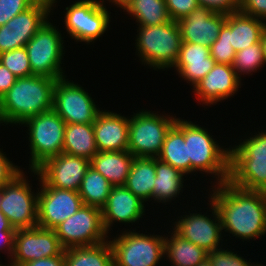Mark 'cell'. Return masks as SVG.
I'll return each mask as SVG.
<instances>
[{
  "instance_id": "6da1fadb",
  "label": "cell",
  "mask_w": 266,
  "mask_h": 266,
  "mask_svg": "<svg viewBox=\"0 0 266 266\" xmlns=\"http://www.w3.org/2000/svg\"><path fill=\"white\" fill-rule=\"evenodd\" d=\"M216 185L208 199L218 210L222 230L243 242L265 236L266 192L246 190L229 181Z\"/></svg>"
},
{
  "instance_id": "7a4b0ae2",
  "label": "cell",
  "mask_w": 266,
  "mask_h": 266,
  "mask_svg": "<svg viewBox=\"0 0 266 266\" xmlns=\"http://www.w3.org/2000/svg\"><path fill=\"white\" fill-rule=\"evenodd\" d=\"M56 79L31 75L17 78L0 99V123L22 124L53 108Z\"/></svg>"
},
{
  "instance_id": "3957f363",
  "label": "cell",
  "mask_w": 266,
  "mask_h": 266,
  "mask_svg": "<svg viewBox=\"0 0 266 266\" xmlns=\"http://www.w3.org/2000/svg\"><path fill=\"white\" fill-rule=\"evenodd\" d=\"M183 134L187 145L188 158L191 160V173L211 174L216 184L229 180L230 147L223 148L208 133L207 129L185 119L177 118L174 124Z\"/></svg>"
},
{
  "instance_id": "277c9868",
  "label": "cell",
  "mask_w": 266,
  "mask_h": 266,
  "mask_svg": "<svg viewBox=\"0 0 266 266\" xmlns=\"http://www.w3.org/2000/svg\"><path fill=\"white\" fill-rule=\"evenodd\" d=\"M248 138L230 147L228 181L246 190L266 192V130Z\"/></svg>"
},
{
  "instance_id": "5b68a950",
  "label": "cell",
  "mask_w": 266,
  "mask_h": 266,
  "mask_svg": "<svg viewBox=\"0 0 266 266\" xmlns=\"http://www.w3.org/2000/svg\"><path fill=\"white\" fill-rule=\"evenodd\" d=\"M138 26L135 48L142 64L153 70L173 67L182 44L178 23L171 20L162 25Z\"/></svg>"
},
{
  "instance_id": "8992f818",
  "label": "cell",
  "mask_w": 266,
  "mask_h": 266,
  "mask_svg": "<svg viewBox=\"0 0 266 266\" xmlns=\"http://www.w3.org/2000/svg\"><path fill=\"white\" fill-rule=\"evenodd\" d=\"M133 114L129 117L128 151L134 157L157 158L176 116L159 115L150 110Z\"/></svg>"
},
{
  "instance_id": "52a82bcc",
  "label": "cell",
  "mask_w": 266,
  "mask_h": 266,
  "mask_svg": "<svg viewBox=\"0 0 266 266\" xmlns=\"http://www.w3.org/2000/svg\"><path fill=\"white\" fill-rule=\"evenodd\" d=\"M21 125L29 131L30 170L62 153L66 123L53 109L30 117Z\"/></svg>"
},
{
  "instance_id": "ba28073f",
  "label": "cell",
  "mask_w": 266,
  "mask_h": 266,
  "mask_svg": "<svg viewBox=\"0 0 266 266\" xmlns=\"http://www.w3.org/2000/svg\"><path fill=\"white\" fill-rule=\"evenodd\" d=\"M47 20L44 25L27 42L25 48L32 70V75L53 79L66 77L61 67L64 40L58 28ZM63 69V70H62Z\"/></svg>"
},
{
  "instance_id": "9c48e42d",
  "label": "cell",
  "mask_w": 266,
  "mask_h": 266,
  "mask_svg": "<svg viewBox=\"0 0 266 266\" xmlns=\"http://www.w3.org/2000/svg\"><path fill=\"white\" fill-rule=\"evenodd\" d=\"M121 234L109 240L114 266H157L165 259L164 236L126 229Z\"/></svg>"
},
{
  "instance_id": "30bf717a",
  "label": "cell",
  "mask_w": 266,
  "mask_h": 266,
  "mask_svg": "<svg viewBox=\"0 0 266 266\" xmlns=\"http://www.w3.org/2000/svg\"><path fill=\"white\" fill-rule=\"evenodd\" d=\"M54 230L64 250L98 245L110 238L103 226L101 209L84 204Z\"/></svg>"
},
{
  "instance_id": "8fae6325",
  "label": "cell",
  "mask_w": 266,
  "mask_h": 266,
  "mask_svg": "<svg viewBox=\"0 0 266 266\" xmlns=\"http://www.w3.org/2000/svg\"><path fill=\"white\" fill-rule=\"evenodd\" d=\"M23 170L3 186L0 211L15 230L38 226V193L31 191Z\"/></svg>"
},
{
  "instance_id": "7c38bea8",
  "label": "cell",
  "mask_w": 266,
  "mask_h": 266,
  "mask_svg": "<svg viewBox=\"0 0 266 266\" xmlns=\"http://www.w3.org/2000/svg\"><path fill=\"white\" fill-rule=\"evenodd\" d=\"M104 0H78L66 7L64 24L67 34L76 41L90 44L107 31L110 13Z\"/></svg>"
},
{
  "instance_id": "4fadbf2b",
  "label": "cell",
  "mask_w": 266,
  "mask_h": 266,
  "mask_svg": "<svg viewBox=\"0 0 266 266\" xmlns=\"http://www.w3.org/2000/svg\"><path fill=\"white\" fill-rule=\"evenodd\" d=\"M68 80L56 79L52 109L66 124L93 123L102 110L84 87Z\"/></svg>"
},
{
  "instance_id": "5bb4252c",
  "label": "cell",
  "mask_w": 266,
  "mask_h": 266,
  "mask_svg": "<svg viewBox=\"0 0 266 266\" xmlns=\"http://www.w3.org/2000/svg\"><path fill=\"white\" fill-rule=\"evenodd\" d=\"M52 0H37L31 7L0 26V54L25 47L49 19Z\"/></svg>"
},
{
  "instance_id": "9a60e30c",
  "label": "cell",
  "mask_w": 266,
  "mask_h": 266,
  "mask_svg": "<svg viewBox=\"0 0 266 266\" xmlns=\"http://www.w3.org/2000/svg\"><path fill=\"white\" fill-rule=\"evenodd\" d=\"M90 161L65 152L44 161L35 170H30L39 179L40 186L77 191L85 176Z\"/></svg>"
},
{
  "instance_id": "2e32d148",
  "label": "cell",
  "mask_w": 266,
  "mask_h": 266,
  "mask_svg": "<svg viewBox=\"0 0 266 266\" xmlns=\"http://www.w3.org/2000/svg\"><path fill=\"white\" fill-rule=\"evenodd\" d=\"M209 202L208 205H211L210 209H212L210 215H213V219L209 215L196 213L194 210L195 213L178 216L180 219L173 223L175 233L208 253L217 250L220 247V240H223L221 239L223 231L218 210L211 199Z\"/></svg>"
},
{
  "instance_id": "e0dca14e",
  "label": "cell",
  "mask_w": 266,
  "mask_h": 266,
  "mask_svg": "<svg viewBox=\"0 0 266 266\" xmlns=\"http://www.w3.org/2000/svg\"><path fill=\"white\" fill-rule=\"evenodd\" d=\"M63 250L55 230L40 226L18 229L10 264L23 266L33 260L57 256Z\"/></svg>"
},
{
  "instance_id": "ac0fdd59",
  "label": "cell",
  "mask_w": 266,
  "mask_h": 266,
  "mask_svg": "<svg viewBox=\"0 0 266 266\" xmlns=\"http://www.w3.org/2000/svg\"><path fill=\"white\" fill-rule=\"evenodd\" d=\"M38 193V226L54 230L83 205L77 191L41 186Z\"/></svg>"
},
{
  "instance_id": "d6986e66",
  "label": "cell",
  "mask_w": 266,
  "mask_h": 266,
  "mask_svg": "<svg viewBox=\"0 0 266 266\" xmlns=\"http://www.w3.org/2000/svg\"><path fill=\"white\" fill-rule=\"evenodd\" d=\"M182 42L198 43L210 47L226 23V13L199 6L179 20Z\"/></svg>"
},
{
  "instance_id": "ffe728a7",
  "label": "cell",
  "mask_w": 266,
  "mask_h": 266,
  "mask_svg": "<svg viewBox=\"0 0 266 266\" xmlns=\"http://www.w3.org/2000/svg\"><path fill=\"white\" fill-rule=\"evenodd\" d=\"M241 79L231 65L216 63L208 74L193 87L197 100L206 106L217 104L232 97L239 87Z\"/></svg>"
},
{
  "instance_id": "44dd1931",
  "label": "cell",
  "mask_w": 266,
  "mask_h": 266,
  "mask_svg": "<svg viewBox=\"0 0 266 266\" xmlns=\"http://www.w3.org/2000/svg\"><path fill=\"white\" fill-rule=\"evenodd\" d=\"M144 205V202L124 185L112 186L106 204L101 209L106 233L112 230L111 225L114 222L127 224L138 222L145 213Z\"/></svg>"
},
{
  "instance_id": "7402d4cb",
  "label": "cell",
  "mask_w": 266,
  "mask_h": 266,
  "mask_svg": "<svg viewBox=\"0 0 266 266\" xmlns=\"http://www.w3.org/2000/svg\"><path fill=\"white\" fill-rule=\"evenodd\" d=\"M93 129L98 152L128 150L129 117L102 110Z\"/></svg>"
},
{
  "instance_id": "603a6c76",
  "label": "cell",
  "mask_w": 266,
  "mask_h": 266,
  "mask_svg": "<svg viewBox=\"0 0 266 266\" xmlns=\"http://www.w3.org/2000/svg\"><path fill=\"white\" fill-rule=\"evenodd\" d=\"M228 42L238 52L261 41L266 29L264 20L246 15L239 10L226 14Z\"/></svg>"
},
{
  "instance_id": "cb8c5ba5",
  "label": "cell",
  "mask_w": 266,
  "mask_h": 266,
  "mask_svg": "<svg viewBox=\"0 0 266 266\" xmlns=\"http://www.w3.org/2000/svg\"><path fill=\"white\" fill-rule=\"evenodd\" d=\"M134 156L128 151L97 152L90 166L102 174L113 186L125 185Z\"/></svg>"
},
{
  "instance_id": "d4e9b609",
  "label": "cell",
  "mask_w": 266,
  "mask_h": 266,
  "mask_svg": "<svg viewBox=\"0 0 266 266\" xmlns=\"http://www.w3.org/2000/svg\"><path fill=\"white\" fill-rule=\"evenodd\" d=\"M155 178V158L134 157L124 186L145 203L148 200H153L152 191Z\"/></svg>"
},
{
  "instance_id": "484cf974",
  "label": "cell",
  "mask_w": 266,
  "mask_h": 266,
  "mask_svg": "<svg viewBox=\"0 0 266 266\" xmlns=\"http://www.w3.org/2000/svg\"><path fill=\"white\" fill-rule=\"evenodd\" d=\"M164 255L171 266H198L207 257L208 252L192 242L183 239L174 231L171 235H164Z\"/></svg>"
},
{
  "instance_id": "4316f807",
  "label": "cell",
  "mask_w": 266,
  "mask_h": 266,
  "mask_svg": "<svg viewBox=\"0 0 266 266\" xmlns=\"http://www.w3.org/2000/svg\"><path fill=\"white\" fill-rule=\"evenodd\" d=\"M156 178L152 191L154 201L165 203L178 197L183 190L185 174L155 158Z\"/></svg>"
},
{
  "instance_id": "83f0119b",
  "label": "cell",
  "mask_w": 266,
  "mask_h": 266,
  "mask_svg": "<svg viewBox=\"0 0 266 266\" xmlns=\"http://www.w3.org/2000/svg\"><path fill=\"white\" fill-rule=\"evenodd\" d=\"M62 152L90 161L98 152L93 123L66 124Z\"/></svg>"
},
{
  "instance_id": "f1b7e54d",
  "label": "cell",
  "mask_w": 266,
  "mask_h": 266,
  "mask_svg": "<svg viewBox=\"0 0 266 266\" xmlns=\"http://www.w3.org/2000/svg\"><path fill=\"white\" fill-rule=\"evenodd\" d=\"M65 266H114L110 241L64 250Z\"/></svg>"
},
{
  "instance_id": "f546056e",
  "label": "cell",
  "mask_w": 266,
  "mask_h": 266,
  "mask_svg": "<svg viewBox=\"0 0 266 266\" xmlns=\"http://www.w3.org/2000/svg\"><path fill=\"white\" fill-rule=\"evenodd\" d=\"M157 158L184 174L191 173V160L188 158L184 134L175 125L167 132L162 150Z\"/></svg>"
},
{
  "instance_id": "4dcf8cb0",
  "label": "cell",
  "mask_w": 266,
  "mask_h": 266,
  "mask_svg": "<svg viewBox=\"0 0 266 266\" xmlns=\"http://www.w3.org/2000/svg\"><path fill=\"white\" fill-rule=\"evenodd\" d=\"M124 11L141 26L162 25L171 21L165 0H132Z\"/></svg>"
},
{
  "instance_id": "1f68e13d",
  "label": "cell",
  "mask_w": 266,
  "mask_h": 266,
  "mask_svg": "<svg viewBox=\"0 0 266 266\" xmlns=\"http://www.w3.org/2000/svg\"><path fill=\"white\" fill-rule=\"evenodd\" d=\"M112 184L91 166L88 168L78 193L84 205L102 209L110 195Z\"/></svg>"
},
{
  "instance_id": "d6a6232c",
  "label": "cell",
  "mask_w": 266,
  "mask_h": 266,
  "mask_svg": "<svg viewBox=\"0 0 266 266\" xmlns=\"http://www.w3.org/2000/svg\"><path fill=\"white\" fill-rule=\"evenodd\" d=\"M264 64V53L260 41L236 52L232 67L241 79V75L253 73L261 69Z\"/></svg>"
},
{
  "instance_id": "836d02e7",
  "label": "cell",
  "mask_w": 266,
  "mask_h": 266,
  "mask_svg": "<svg viewBox=\"0 0 266 266\" xmlns=\"http://www.w3.org/2000/svg\"><path fill=\"white\" fill-rule=\"evenodd\" d=\"M216 62L209 55L204 60L197 61H176L172 68H175L179 77L189 82L192 87L203 79L215 66Z\"/></svg>"
},
{
  "instance_id": "e575fe53",
  "label": "cell",
  "mask_w": 266,
  "mask_h": 266,
  "mask_svg": "<svg viewBox=\"0 0 266 266\" xmlns=\"http://www.w3.org/2000/svg\"><path fill=\"white\" fill-rule=\"evenodd\" d=\"M0 62L17 78L32 75L28 52L25 47L1 53Z\"/></svg>"
},
{
  "instance_id": "d590c367",
  "label": "cell",
  "mask_w": 266,
  "mask_h": 266,
  "mask_svg": "<svg viewBox=\"0 0 266 266\" xmlns=\"http://www.w3.org/2000/svg\"><path fill=\"white\" fill-rule=\"evenodd\" d=\"M235 50L228 42V26L223 25L216 41L210 46V56L216 63L231 65L234 62Z\"/></svg>"
},
{
  "instance_id": "8d00e7d4",
  "label": "cell",
  "mask_w": 266,
  "mask_h": 266,
  "mask_svg": "<svg viewBox=\"0 0 266 266\" xmlns=\"http://www.w3.org/2000/svg\"><path fill=\"white\" fill-rule=\"evenodd\" d=\"M208 258L213 266H255L250 260L244 259L239 254L219 248L208 253ZM248 261V262H247Z\"/></svg>"
},
{
  "instance_id": "74e56055",
  "label": "cell",
  "mask_w": 266,
  "mask_h": 266,
  "mask_svg": "<svg viewBox=\"0 0 266 266\" xmlns=\"http://www.w3.org/2000/svg\"><path fill=\"white\" fill-rule=\"evenodd\" d=\"M37 0H0V26L31 7Z\"/></svg>"
},
{
  "instance_id": "f35d334b",
  "label": "cell",
  "mask_w": 266,
  "mask_h": 266,
  "mask_svg": "<svg viewBox=\"0 0 266 266\" xmlns=\"http://www.w3.org/2000/svg\"><path fill=\"white\" fill-rule=\"evenodd\" d=\"M171 20L178 22L200 6L198 0H165Z\"/></svg>"
},
{
  "instance_id": "ab89813d",
  "label": "cell",
  "mask_w": 266,
  "mask_h": 266,
  "mask_svg": "<svg viewBox=\"0 0 266 266\" xmlns=\"http://www.w3.org/2000/svg\"><path fill=\"white\" fill-rule=\"evenodd\" d=\"M16 231L7 220L6 216L0 212V251H8L10 260L14 254V243ZM10 254V255H9Z\"/></svg>"
},
{
  "instance_id": "60d3db41",
  "label": "cell",
  "mask_w": 266,
  "mask_h": 266,
  "mask_svg": "<svg viewBox=\"0 0 266 266\" xmlns=\"http://www.w3.org/2000/svg\"><path fill=\"white\" fill-rule=\"evenodd\" d=\"M210 55V47L198 43L182 42L177 61L204 60Z\"/></svg>"
},
{
  "instance_id": "b9f144b4",
  "label": "cell",
  "mask_w": 266,
  "mask_h": 266,
  "mask_svg": "<svg viewBox=\"0 0 266 266\" xmlns=\"http://www.w3.org/2000/svg\"><path fill=\"white\" fill-rule=\"evenodd\" d=\"M239 11L266 21V0H240Z\"/></svg>"
},
{
  "instance_id": "7bdbcfd3",
  "label": "cell",
  "mask_w": 266,
  "mask_h": 266,
  "mask_svg": "<svg viewBox=\"0 0 266 266\" xmlns=\"http://www.w3.org/2000/svg\"><path fill=\"white\" fill-rule=\"evenodd\" d=\"M0 149V187L10 182L22 170L17 165H13L12 161L6 157Z\"/></svg>"
},
{
  "instance_id": "ee69618b",
  "label": "cell",
  "mask_w": 266,
  "mask_h": 266,
  "mask_svg": "<svg viewBox=\"0 0 266 266\" xmlns=\"http://www.w3.org/2000/svg\"><path fill=\"white\" fill-rule=\"evenodd\" d=\"M198 2L200 6L226 14L238 11L240 6V0H198Z\"/></svg>"
},
{
  "instance_id": "f6af8a7d",
  "label": "cell",
  "mask_w": 266,
  "mask_h": 266,
  "mask_svg": "<svg viewBox=\"0 0 266 266\" xmlns=\"http://www.w3.org/2000/svg\"><path fill=\"white\" fill-rule=\"evenodd\" d=\"M17 77L0 62V99L14 85Z\"/></svg>"
},
{
  "instance_id": "bcb514c9",
  "label": "cell",
  "mask_w": 266,
  "mask_h": 266,
  "mask_svg": "<svg viewBox=\"0 0 266 266\" xmlns=\"http://www.w3.org/2000/svg\"><path fill=\"white\" fill-rule=\"evenodd\" d=\"M23 266H65L64 250L57 256L33 260Z\"/></svg>"
},
{
  "instance_id": "7dc6e473",
  "label": "cell",
  "mask_w": 266,
  "mask_h": 266,
  "mask_svg": "<svg viewBox=\"0 0 266 266\" xmlns=\"http://www.w3.org/2000/svg\"><path fill=\"white\" fill-rule=\"evenodd\" d=\"M107 1V0H106ZM110 3H114L115 6L122 8L123 10L132 0H108Z\"/></svg>"
},
{
  "instance_id": "c3c4849f",
  "label": "cell",
  "mask_w": 266,
  "mask_h": 266,
  "mask_svg": "<svg viewBox=\"0 0 266 266\" xmlns=\"http://www.w3.org/2000/svg\"><path fill=\"white\" fill-rule=\"evenodd\" d=\"M261 43H262V48H263V53H264V61L266 63V29L264 30L262 34Z\"/></svg>"
},
{
  "instance_id": "681fc988",
  "label": "cell",
  "mask_w": 266,
  "mask_h": 266,
  "mask_svg": "<svg viewBox=\"0 0 266 266\" xmlns=\"http://www.w3.org/2000/svg\"><path fill=\"white\" fill-rule=\"evenodd\" d=\"M198 266H213L210 259L207 257L202 263H200Z\"/></svg>"
},
{
  "instance_id": "f907efd6",
  "label": "cell",
  "mask_w": 266,
  "mask_h": 266,
  "mask_svg": "<svg viewBox=\"0 0 266 266\" xmlns=\"http://www.w3.org/2000/svg\"><path fill=\"white\" fill-rule=\"evenodd\" d=\"M2 196H3V187H0V204H1Z\"/></svg>"
},
{
  "instance_id": "816d5d0a",
  "label": "cell",
  "mask_w": 266,
  "mask_h": 266,
  "mask_svg": "<svg viewBox=\"0 0 266 266\" xmlns=\"http://www.w3.org/2000/svg\"><path fill=\"white\" fill-rule=\"evenodd\" d=\"M58 0H52V6H54L55 3H57Z\"/></svg>"
},
{
  "instance_id": "f5cc1de1",
  "label": "cell",
  "mask_w": 266,
  "mask_h": 266,
  "mask_svg": "<svg viewBox=\"0 0 266 266\" xmlns=\"http://www.w3.org/2000/svg\"><path fill=\"white\" fill-rule=\"evenodd\" d=\"M0 266H15V265H12V264H7V265H3V264H1Z\"/></svg>"
}]
</instances>
